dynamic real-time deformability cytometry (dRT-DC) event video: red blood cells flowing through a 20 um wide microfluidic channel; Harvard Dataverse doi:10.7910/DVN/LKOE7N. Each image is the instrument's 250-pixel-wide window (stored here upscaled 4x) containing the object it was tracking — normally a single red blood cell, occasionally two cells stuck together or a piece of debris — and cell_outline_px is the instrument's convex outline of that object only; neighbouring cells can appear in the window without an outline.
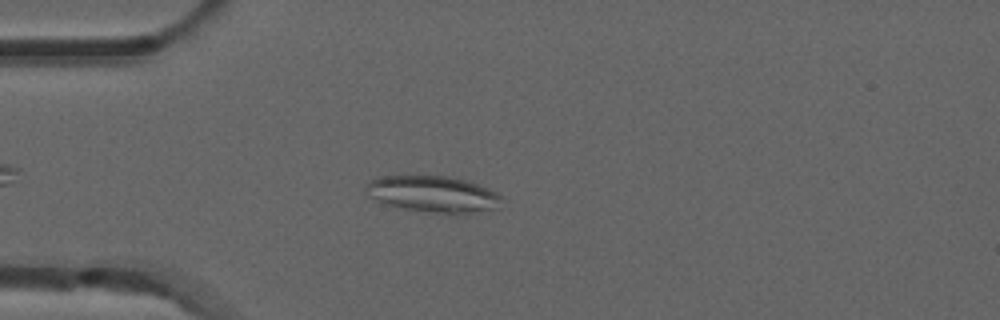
{"species": "common noctule bat (a hibernating species)", "species_latin": "Nyctalus noctula", "temperature_condition": "room temperature", "stored_images_in_passage": 44, "camera_frame_rate_fps": 3000, "um_per_image_px": 0.085, "animal": {"sex": "male", "forearm_length_mm": 52.5}, "frame": {"image": 1, "passage_image": 6, "time_ms": 1.667, "image_size_px": [1000, 320], "cell_outline_px": [[504, 200], [496, 208], [456, 216], [452, 216], [404, 208], [388, 204], [368, 196], [368, 184], [376, 176], [448, 176], [468, 180], [488, 188], [496, 192]], "centroid_in_image_um": [36.9, 16.52], "position_along_channel_um": 48.1, "area_um2": 28.96}}
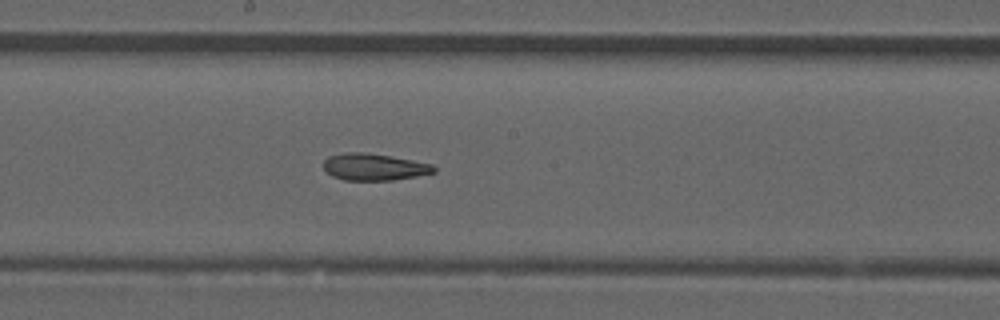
{"frame": {"image": 2, "passage_image": 20, "time_ms": 6.333, "image_size_px": [1000, 320], "cell_outline_px": [[436, 172], [416, 176], [392, 180], [344, 180], [332, 176], [324, 168], [324, 160], [328, 156], [344, 152], [364, 152], [412, 160], [432, 164], [436, 168]], "centroid_in_image_um": [31.78, 14.19], "position_along_channel_um": 216.4, "area_um2": 17.17}}
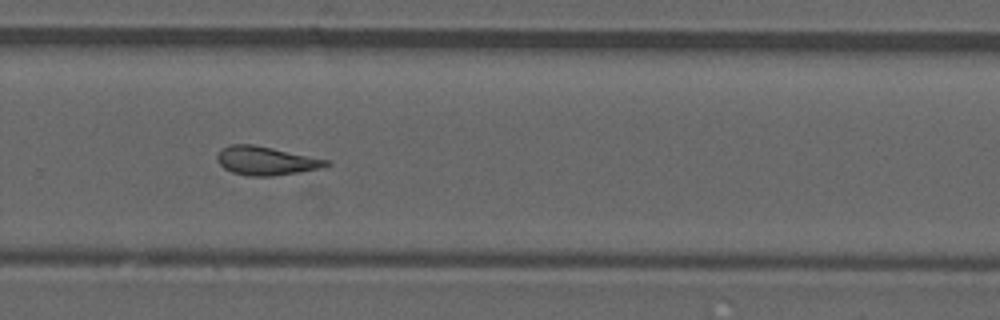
{"frame": {"image": 3, "passage_image": 27, "time_ms": 8.667, "image_size_px": [1000, 320], "cell_outline_px": [[332, 164], [300, 172], [272, 176], [248, 176], [232, 172], [224, 168], [216, 160], [216, 156], [220, 148], [228, 144], [252, 144], [272, 148], [328, 160]], "centroid_in_image_um": [22.53, 13.66], "position_along_channel_um": 307.3, "area_um2": 18.09}, "authors_computed_cell_mechanics": {"area_um2": 18.0047, "velocity_mm_per_s": 3.905, "shape_relaxation_time_tau1_ms": null, "shape_relaxation_time_tau2_ms": 11.2758, "deformation_change_tau1": null, "deformation_change_tau2": 0.2848}}